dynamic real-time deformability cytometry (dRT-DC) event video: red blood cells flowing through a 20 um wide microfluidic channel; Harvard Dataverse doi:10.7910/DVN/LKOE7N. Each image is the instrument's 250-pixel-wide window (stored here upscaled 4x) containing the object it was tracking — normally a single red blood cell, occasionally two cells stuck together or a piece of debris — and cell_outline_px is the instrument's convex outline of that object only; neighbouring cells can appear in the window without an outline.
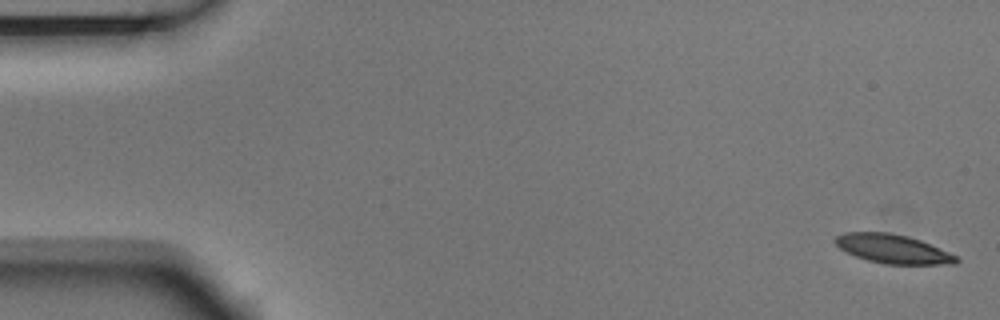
{"species": "Egyptian fruit bat (a non-hibernating species)", "species_latin": "Rousettus aegyptiacus", "temperature_condition": "room temperature", "stored_images_in_passage": 4, "camera_frame_rate_fps": 3000, "um_per_image_px": 0.085, "animal": {"sex": "male"}, "frame": {"image": 1, "passage_image": 1, "time_ms": 0.0, "image_size_px": [1000, 320], "cell_outline_px": [[960, 260], [956, 264], [884, 264], [868, 260], [856, 256], [840, 248], [832, 240], [836, 236], [844, 232], [888, 232], [908, 236], [920, 240], [948, 252], [956, 256]], "centroid_in_image_um": [75.88, 21.15], "position_along_channel_um": 9.1, "area_um2": 20.29}}